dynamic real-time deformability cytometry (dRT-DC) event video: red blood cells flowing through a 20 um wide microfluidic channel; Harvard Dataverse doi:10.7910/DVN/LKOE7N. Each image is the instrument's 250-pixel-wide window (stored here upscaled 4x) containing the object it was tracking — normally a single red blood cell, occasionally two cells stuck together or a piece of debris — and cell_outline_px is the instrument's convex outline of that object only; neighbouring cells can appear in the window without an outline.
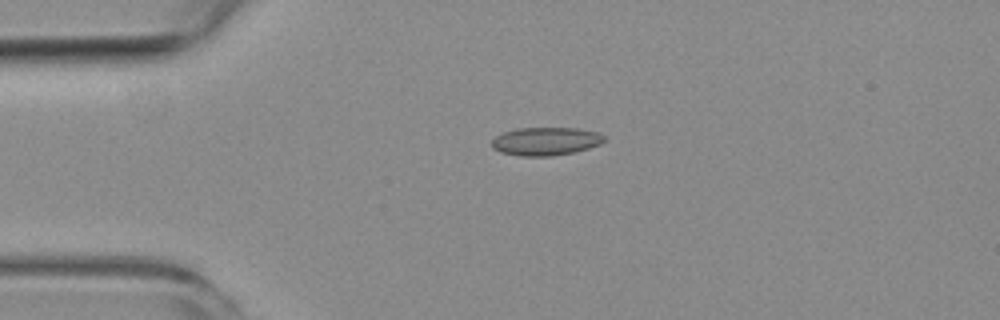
{"species": "common noctule bat (a hibernating species)", "species_latin": "Nyctalus noctula", "temperature_condition": "room temperature", "stored_images_in_passage": 3, "camera_frame_rate_fps": 3000, "um_per_image_px": 0.085, "animal": {"sex": "female", "body_mass_g": 19.3, "forearm_length_mm": 54.1}, "frame": {"image": 1, "passage_image": 3, "time_ms": 3.0, "image_size_px": [1000, 320], "cell_outline_px": [[608, 136], [600, 144], [588, 148], [572, 152], [552, 156], [520, 156], [500, 152], [492, 148], [492, 140], [496, 136], [504, 132], [516, 128], [576, 128], [596, 132]], "centroid_in_image_um": [46.38, 12.01], "position_along_channel_um": 38.6, "area_um2": 18.44}}